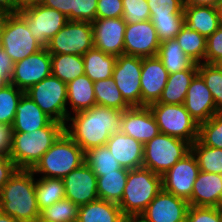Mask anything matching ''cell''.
Instances as JSON below:
<instances>
[{"instance_id":"6da1fadb","label":"cell","mask_w":222,"mask_h":222,"mask_svg":"<svg viewBox=\"0 0 222 222\" xmlns=\"http://www.w3.org/2000/svg\"><path fill=\"white\" fill-rule=\"evenodd\" d=\"M122 112L95 105L88 110L70 115L65 124V132L84 152L104 146L110 136L120 130Z\"/></svg>"},{"instance_id":"7a4b0ae2","label":"cell","mask_w":222,"mask_h":222,"mask_svg":"<svg viewBox=\"0 0 222 222\" xmlns=\"http://www.w3.org/2000/svg\"><path fill=\"white\" fill-rule=\"evenodd\" d=\"M0 211L19 222H35L40 216L31 169H17L0 191Z\"/></svg>"},{"instance_id":"3957f363","label":"cell","mask_w":222,"mask_h":222,"mask_svg":"<svg viewBox=\"0 0 222 222\" xmlns=\"http://www.w3.org/2000/svg\"><path fill=\"white\" fill-rule=\"evenodd\" d=\"M64 132L65 125L53 120L29 133L13 132L10 158L18 169H32Z\"/></svg>"},{"instance_id":"277c9868","label":"cell","mask_w":222,"mask_h":222,"mask_svg":"<svg viewBox=\"0 0 222 222\" xmlns=\"http://www.w3.org/2000/svg\"><path fill=\"white\" fill-rule=\"evenodd\" d=\"M83 149L64 132L31 169L36 177L63 179L85 161Z\"/></svg>"},{"instance_id":"5b68a950","label":"cell","mask_w":222,"mask_h":222,"mask_svg":"<svg viewBox=\"0 0 222 222\" xmlns=\"http://www.w3.org/2000/svg\"><path fill=\"white\" fill-rule=\"evenodd\" d=\"M161 190V175L145 167L128 170L124 194L119 204L123 215L142 214Z\"/></svg>"},{"instance_id":"8992f818","label":"cell","mask_w":222,"mask_h":222,"mask_svg":"<svg viewBox=\"0 0 222 222\" xmlns=\"http://www.w3.org/2000/svg\"><path fill=\"white\" fill-rule=\"evenodd\" d=\"M190 151L189 142L160 132L144 144L142 167L162 176Z\"/></svg>"},{"instance_id":"52a82bcc","label":"cell","mask_w":222,"mask_h":222,"mask_svg":"<svg viewBox=\"0 0 222 222\" xmlns=\"http://www.w3.org/2000/svg\"><path fill=\"white\" fill-rule=\"evenodd\" d=\"M148 107L161 133L183 139L190 144L198 139L199 124L191 117L183 104L155 102Z\"/></svg>"},{"instance_id":"ba28073f","label":"cell","mask_w":222,"mask_h":222,"mask_svg":"<svg viewBox=\"0 0 222 222\" xmlns=\"http://www.w3.org/2000/svg\"><path fill=\"white\" fill-rule=\"evenodd\" d=\"M27 94L53 121L66 124L67 110V84L59 78L50 75L30 87Z\"/></svg>"},{"instance_id":"9c48e42d","label":"cell","mask_w":222,"mask_h":222,"mask_svg":"<svg viewBox=\"0 0 222 222\" xmlns=\"http://www.w3.org/2000/svg\"><path fill=\"white\" fill-rule=\"evenodd\" d=\"M2 48L16 63L44 47L32 36L26 19L20 13H11L3 30Z\"/></svg>"},{"instance_id":"30bf717a","label":"cell","mask_w":222,"mask_h":222,"mask_svg":"<svg viewBox=\"0 0 222 222\" xmlns=\"http://www.w3.org/2000/svg\"><path fill=\"white\" fill-rule=\"evenodd\" d=\"M50 54H74L83 56L94 48L92 23L68 21L45 47Z\"/></svg>"},{"instance_id":"8fae6325","label":"cell","mask_w":222,"mask_h":222,"mask_svg":"<svg viewBox=\"0 0 222 222\" xmlns=\"http://www.w3.org/2000/svg\"><path fill=\"white\" fill-rule=\"evenodd\" d=\"M19 13L26 19L32 36L46 47L49 40L68 22L67 16L39 2L22 7Z\"/></svg>"},{"instance_id":"7c38bea8","label":"cell","mask_w":222,"mask_h":222,"mask_svg":"<svg viewBox=\"0 0 222 222\" xmlns=\"http://www.w3.org/2000/svg\"><path fill=\"white\" fill-rule=\"evenodd\" d=\"M141 68L142 57L124 54L117 56L112 77L131 107L141 106Z\"/></svg>"},{"instance_id":"4fadbf2b","label":"cell","mask_w":222,"mask_h":222,"mask_svg":"<svg viewBox=\"0 0 222 222\" xmlns=\"http://www.w3.org/2000/svg\"><path fill=\"white\" fill-rule=\"evenodd\" d=\"M199 171L197 159L190 151L162 175V189L188 201Z\"/></svg>"},{"instance_id":"5bb4252c","label":"cell","mask_w":222,"mask_h":222,"mask_svg":"<svg viewBox=\"0 0 222 222\" xmlns=\"http://www.w3.org/2000/svg\"><path fill=\"white\" fill-rule=\"evenodd\" d=\"M50 75H52L51 54L44 47L39 52L14 63L10 84L25 92Z\"/></svg>"},{"instance_id":"9a60e30c","label":"cell","mask_w":222,"mask_h":222,"mask_svg":"<svg viewBox=\"0 0 222 222\" xmlns=\"http://www.w3.org/2000/svg\"><path fill=\"white\" fill-rule=\"evenodd\" d=\"M161 42L150 20L127 24L124 34V55L157 56Z\"/></svg>"},{"instance_id":"2e32d148","label":"cell","mask_w":222,"mask_h":222,"mask_svg":"<svg viewBox=\"0 0 222 222\" xmlns=\"http://www.w3.org/2000/svg\"><path fill=\"white\" fill-rule=\"evenodd\" d=\"M120 131L143 145L160 133L148 106H132L124 110L121 115Z\"/></svg>"},{"instance_id":"e0dca14e","label":"cell","mask_w":222,"mask_h":222,"mask_svg":"<svg viewBox=\"0 0 222 222\" xmlns=\"http://www.w3.org/2000/svg\"><path fill=\"white\" fill-rule=\"evenodd\" d=\"M62 180L65 198L73 201L79 207L99 199L97 176L85 162L79 168L72 170Z\"/></svg>"},{"instance_id":"ac0fdd59","label":"cell","mask_w":222,"mask_h":222,"mask_svg":"<svg viewBox=\"0 0 222 222\" xmlns=\"http://www.w3.org/2000/svg\"><path fill=\"white\" fill-rule=\"evenodd\" d=\"M126 25L122 17L95 19L92 22L94 48L115 56L123 55Z\"/></svg>"},{"instance_id":"d6986e66","label":"cell","mask_w":222,"mask_h":222,"mask_svg":"<svg viewBox=\"0 0 222 222\" xmlns=\"http://www.w3.org/2000/svg\"><path fill=\"white\" fill-rule=\"evenodd\" d=\"M189 203L161 190L141 214L149 222H186Z\"/></svg>"},{"instance_id":"ffe728a7","label":"cell","mask_w":222,"mask_h":222,"mask_svg":"<svg viewBox=\"0 0 222 222\" xmlns=\"http://www.w3.org/2000/svg\"><path fill=\"white\" fill-rule=\"evenodd\" d=\"M169 73L158 56L143 57L141 68V106H149L160 99Z\"/></svg>"},{"instance_id":"44dd1931","label":"cell","mask_w":222,"mask_h":222,"mask_svg":"<svg viewBox=\"0 0 222 222\" xmlns=\"http://www.w3.org/2000/svg\"><path fill=\"white\" fill-rule=\"evenodd\" d=\"M183 105L198 124L206 122L218 112L211 91L198 73L191 80Z\"/></svg>"},{"instance_id":"7402d4cb","label":"cell","mask_w":222,"mask_h":222,"mask_svg":"<svg viewBox=\"0 0 222 222\" xmlns=\"http://www.w3.org/2000/svg\"><path fill=\"white\" fill-rule=\"evenodd\" d=\"M105 145L123 168L142 167L144 145L136 139L119 130L110 136Z\"/></svg>"},{"instance_id":"603a6c76","label":"cell","mask_w":222,"mask_h":222,"mask_svg":"<svg viewBox=\"0 0 222 222\" xmlns=\"http://www.w3.org/2000/svg\"><path fill=\"white\" fill-rule=\"evenodd\" d=\"M188 203L196 207H217L221 204L222 175L199 171Z\"/></svg>"},{"instance_id":"cb8c5ba5","label":"cell","mask_w":222,"mask_h":222,"mask_svg":"<svg viewBox=\"0 0 222 222\" xmlns=\"http://www.w3.org/2000/svg\"><path fill=\"white\" fill-rule=\"evenodd\" d=\"M52 119L27 95L23 94L17 104L12 124L13 132H31L46 127Z\"/></svg>"},{"instance_id":"d4e9b609","label":"cell","mask_w":222,"mask_h":222,"mask_svg":"<svg viewBox=\"0 0 222 222\" xmlns=\"http://www.w3.org/2000/svg\"><path fill=\"white\" fill-rule=\"evenodd\" d=\"M95 105L94 82L86 74L67 83L68 117Z\"/></svg>"},{"instance_id":"484cf974","label":"cell","mask_w":222,"mask_h":222,"mask_svg":"<svg viewBox=\"0 0 222 222\" xmlns=\"http://www.w3.org/2000/svg\"><path fill=\"white\" fill-rule=\"evenodd\" d=\"M185 24L206 39L219 27L216 7L184 5Z\"/></svg>"},{"instance_id":"4316f807","label":"cell","mask_w":222,"mask_h":222,"mask_svg":"<svg viewBox=\"0 0 222 222\" xmlns=\"http://www.w3.org/2000/svg\"><path fill=\"white\" fill-rule=\"evenodd\" d=\"M157 56L169 74L186 69H198V64L183 52L176 39L161 42Z\"/></svg>"},{"instance_id":"83f0119b","label":"cell","mask_w":222,"mask_h":222,"mask_svg":"<svg viewBox=\"0 0 222 222\" xmlns=\"http://www.w3.org/2000/svg\"><path fill=\"white\" fill-rule=\"evenodd\" d=\"M85 74L93 81L108 79L113 76L117 56L92 48L83 56Z\"/></svg>"},{"instance_id":"f1b7e54d","label":"cell","mask_w":222,"mask_h":222,"mask_svg":"<svg viewBox=\"0 0 222 222\" xmlns=\"http://www.w3.org/2000/svg\"><path fill=\"white\" fill-rule=\"evenodd\" d=\"M198 73V69H186L181 72L169 74L158 103L183 104L191 80Z\"/></svg>"},{"instance_id":"f546056e","label":"cell","mask_w":222,"mask_h":222,"mask_svg":"<svg viewBox=\"0 0 222 222\" xmlns=\"http://www.w3.org/2000/svg\"><path fill=\"white\" fill-rule=\"evenodd\" d=\"M122 217L118 204L98 199L79 207L77 222H120Z\"/></svg>"},{"instance_id":"4dcf8cb0","label":"cell","mask_w":222,"mask_h":222,"mask_svg":"<svg viewBox=\"0 0 222 222\" xmlns=\"http://www.w3.org/2000/svg\"><path fill=\"white\" fill-rule=\"evenodd\" d=\"M128 170L121 168L97 177V193L100 200L120 204L127 182Z\"/></svg>"},{"instance_id":"1f68e13d","label":"cell","mask_w":222,"mask_h":222,"mask_svg":"<svg viewBox=\"0 0 222 222\" xmlns=\"http://www.w3.org/2000/svg\"><path fill=\"white\" fill-rule=\"evenodd\" d=\"M52 75L66 84L84 75V60L74 54H51Z\"/></svg>"},{"instance_id":"d6a6232c","label":"cell","mask_w":222,"mask_h":222,"mask_svg":"<svg viewBox=\"0 0 222 222\" xmlns=\"http://www.w3.org/2000/svg\"><path fill=\"white\" fill-rule=\"evenodd\" d=\"M94 93L96 105L106 106L119 111H124L131 107L122 97L121 91L115 84L113 77L94 82Z\"/></svg>"},{"instance_id":"836d02e7","label":"cell","mask_w":222,"mask_h":222,"mask_svg":"<svg viewBox=\"0 0 222 222\" xmlns=\"http://www.w3.org/2000/svg\"><path fill=\"white\" fill-rule=\"evenodd\" d=\"M35 191L40 211L65 198L63 180L58 178L35 176Z\"/></svg>"},{"instance_id":"e575fe53","label":"cell","mask_w":222,"mask_h":222,"mask_svg":"<svg viewBox=\"0 0 222 222\" xmlns=\"http://www.w3.org/2000/svg\"><path fill=\"white\" fill-rule=\"evenodd\" d=\"M175 39L183 52L196 64L204 63L206 53V38L204 36L184 24Z\"/></svg>"},{"instance_id":"d590c367","label":"cell","mask_w":222,"mask_h":222,"mask_svg":"<svg viewBox=\"0 0 222 222\" xmlns=\"http://www.w3.org/2000/svg\"><path fill=\"white\" fill-rule=\"evenodd\" d=\"M84 159L97 177L122 168L106 145L87 150Z\"/></svg>"},{"instance_id":"8d00e7d4","label":"cell","mask_w":222,"mask_h":222,"mask_svg":"<svg viewBox=\"0 0 222 222\" xmlns=\"http://www.w3.org/2000/svg\"><path fill=\"white\" fill-rule=\"evenodd\" d=\"M200 171L222 175V149L203 145L198 139L191 144Z\"/></svg>"},{"instance_id":"74e56055","label":"cell","mask_w":222,"mask_h":222,"mask_svg":"<svg viewBox=\"0 0 222 222\" xmlns=\"http://www.w3.org/2000/svg\"><path fill=\"white\" fill-rule=\"evenodd\" d=\"M79 206L68 198H63L40 211L39 219L47 222H77Z\"/></svg>"},{"instance_id":"f35d334b","label":"cell","mask_w":222,"mask_h":222,"mask_svg":"<svg viewBox=\"0 0 222 222\" xmlns=\"http://www.w3.org/2000/svg\"><path fill=\"white\" fill-rule=\"evenodd\" d=\"M198 74L211 91L216 109L222 111V68L218 64H198Z\"/></svg>"},{"instance_id":"ab89813d","label":"cell","mask_w":222,"mask_h":222,"mask_svg":"<svg viewBox=\"0 0 222 222\" xmlns=\"http://www.w3.org/2000/svg\"><path fill=\"white\" fill-rule=\"evenodd\" d=\"M198 140L203 145L222 149V111L199 124Z\"/></svg>"},{"instance_id":"60d3db41","label":"cell","mask_w":222,"mask_h":222,"mask_svg":"<svg viewBox=\"0 0 222 222\" xmlns=\"http://www.w3.org/2000/svg\"><path fill=\"white\" fill-rule=\"evenodd\" d=\"M24 93L12 84L0 89V123L13 124L17 104Z\"/></svg>"},{"instance_id":"b9f144b4","label":"cell","mask_w":222,"mask_h":222,"mask_svg":"<svg viewBox=\"0 0 222 222\" xmlns=\"http://www.w3.org/2000/svg\"><path fill=\"white\" fill-rule=\"evenodd\" d=\"M150 22L156 29L160 42L175 39L185 24L184 15L151 16Z\"/></svg>"},{"instance_id":"7bdbcfd3","label":"cell","mask_w":222,"mask_h":222,"mask_svg":"<svg viewBox=\"0 0 222 222\" xmlns=\"http://www.w3.org/2000/svg\"><path fill=\"white\" fill-rule=\"evenodd\" d=\"M123 16L126 24L150 20L151 14L147 0H122Z\"/></svg>"},{"instance_id":"ee69618b","label":"cell","mask_w":222,"mask_h":222,"mask_svg":"<svg viewBox=\"0 0 222 222\" xmlns=\"http://www.w3.org/2000/svg\"><path fill=\"white\" fill-rule=\"evenodd\" d=\"M151 16L184 15V0H147Z\"/></svg>"},{"instance_id":"f6af8a7d","label":"cell","mask_w":222,"mask_h":222,"mask_svg":"<svg viewBox=\"0 0 222 222\" xmlns=\"http://www.w3.org/2000/svg\"><path fill=\"white\" fill-rule=\"evenodd\" d=\"M98 0H74V9L67 16L68 21L92 23L96 19Z\"/></svg>"},{"instance_id":"bcb514c9","label":"cell","mask_w":222,"mask_h":222,"mask_svg":"<svg viewBox=\"0 0 222 222\" xmlns=\"http://www.w3.org/2000/svg\"><path fill=\"white\" fill-rule=\"evenodd\" d=\"M222 60V26L206 39L204 62L218 64Z\"/></svg>"},{"instance_id":"7dc6e473","label":"cell","mask_w":222,"mask_h":222,"mask_svg":"<svg viewBox=\"0 0 222 222\" xmlns=\"http://www.w3.org/2000/svg\"><path fill=\"white\" fill-rule=\"evenodd\" d=\"M186 222H221L216 207H196L189 205Z\"/></svg>"},{"instance_id":"c3c4849f","label":"cell","mask_w":222,"mask_h":222,"mask_svg":"<svg viewBox=\"0 0 222 222\" xmlns=\"http://www.w3.org/2000/svg\"><path fill=\"white\" fill-rule=\"evenodd\" d=\"M123 16L122 0H98L96 19L119 18Z\"/></svg>"},{"instance_id":"681fc988","label":"cell","mask_w":222,"mask_h":222,"mask_svg":"<svg viewBox=\"0 0 222 222\" xmlns=\"http://www.w3.org/2000/svg\"><path fill=\"white\" fill-rule=\"evenodd\" d=\"M12 140V125L0 123V155L10 157L12 149Z\"/></svg>"},{"instance_id":"f907efd6","label":"cell","mask_w":222,"mask_h":222,"mask_svg":"<svg viewBox=\"0 0 222 222\" xmlns=\"http://www.w3.org/2000/svg\"><path fill=\"white\" fill-rule=\"evenodd\" d=\"M17 169L10 157L0 155V191Z\"/></svg>"},{"instance_id":"816d5d0a","label":"cell","mask_w":222,"mask_h":222,"mask_svg":"<svg viewBox=\"0 0 222 222\" xmlns=\"http://www.w3.org/2000/svg\"><path fill=\"white\" fill-rule=\"evenodd\" d=\"M40 4L58 10L68 16L74 9V0H39Z\"/></svg>"},{"instance_id":"f5cc1de1","label":"cell","mask_w":222,"mask_h":222,"mask_svg":"<svg viewBox=\"0 0 222 222\" xmlns=\"http://www.w3.org/2000/svg\"><path fill=\"white\" fill-rule=\"evenodd\" d=\"M14 71V62L5 52V50L0 48V75L3 76L9 83L12 79Z\"/></svg>"},{"instance_id":"db71d44e","label":"cell","mask_w":222,"mask_h":222,"mask_svg":"<svg viewBox=\"0 0 222 222\" xmlns=\"http://www.w3.org/2000/svg\"><path fill=\"white\" fill-rule=\"evenodd\" d=\"M22 6L19 4L18 0H0V10L8 13H19Z\"/></svg>"},{"instance_id":"11a10c76","label":"cell","mask_w":222,"mask_h":222,"mask_svg":"<svg viewBox=\"0 0 222 222\" xmlns=\"http://www.w3.org/2000/svg\"><path fill=\"white\" fill-rule=\"evenodd\" d=\"M222 0H184V5L216 7Z\"/></svg>"},{"instance_id":"9f6ffc18","label":"cell","mask_w":222,"mask_h":222,"mask_svg":"<svg viewBox=\"0 0 222 222\" xmlns=\"http://www.w3.org/2000/svg\"><path fill=\"white\" fill-rule=\"evenodd\" d=\"M120 222H149L141 214L123 215Z\"/></svg>"},{"instance_id":"6f0895ef","label":"cell","mask_w":222,"mask_h":222,"mask_svg":"<svg viewBox=\"0 0 222 222\" xmlns=\"http://www.w3.org/2000/svg\"><path fill=\"white\" fill-rule=\"evenodd\" d=\"M10 13L0 10V48L2 47V34Z\"/></svg>"},{"instance_id":"680465c9","label":"cell","mask_w":222,"mask_h":222,"mask_svg":"<svg viewBox=\"0 0 222 222\" xmlns=\"http://www.w3.org/2000/svg\"><path fill=\"white\" fill-rule=\"evenodd\" d=\"M0 222H19V221L14 219L12 216L4 214L0 211Z\"/></svg>"},{"instance_id":"91938a15","label":"cell","mask_w":222,"mask_h":222,"mask_svg":"<svg viewBox=\"0 0 222 222\" xmlns=\"http://www.w3.org/2000/svg\"><path fill=\"white\" fill-rule=\"evenodd\" d=\"M217 14H218V19H219V24L222 26V2L216 6Z\"/></svg>"},{"instance_id":"94428289","label":"cell","mask_w":222,"mask_h":222,"mask_svg":"<svg viewBox=\"0 0 222 222\" xmlns=\"http://www.w3.org/2000/svg\"><path fill=\"white\" fill-rule=\"evenodd\" d=\"M39 0H18L19 4L23 7L25 5L31 4V3H36Z\"/></svg>"},{"instance_id":"6125c7cd","label":"cell","mask_w":222,"mask_h":222,"mask_svg":"<svg viewBox=\"0 0 222 222\" xmlns=\"http://www.w3.org/2000/svg\"><path fill=\"white\" fill-rule=\"evenodd\" d=\"M8 84L10 83L0 75V89L5 88Z\"/></svg>"},{"instance_id":"be15d7a7","label":"cell","mask_w":222,"mask_h":222,"mask_svg":"<svg viewBox=\"0 0 222 222\" xmlns=\"http://www.w3.org/2000/svg\"><path fill=\"white\" fill-rule=\"evenodd\" d=\"M216 208H217V210H218V213H219V215H220L221 222H222V203L219 204Z\"/></svg>"},{"instance_id":"e7e4bbea","label":"cell","mask_w":222,"mask_h":222,"mask_svg":"<svg viewBox=\"0 0 222 222\" xmlns=\"http://www.w3.org/2000/svg\"><path fill=\"white\" fill-rule=\"evenodd\" d=\"M35 222H47V221L38 218Z\"/></svg>"},{"instance_id":"03108f58","label":"cell","mask_w":222,"mask_h":222,"mask_svg":"<svg viewBox=\"0 0 222 222\" xmlns=\"http://www.w3.org/2000/svg\"><path fill=\"white\" fill-rule=\"evenodd\" d=\"M218 65L222 68V60L218 63Z\"/></svg>"}]
</instances>
